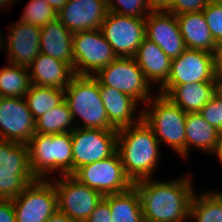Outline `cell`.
Returning a JSON list of instances; mask_svg holds the SVG:
<instances>
[{
	"instance_id": "4fadbf2b",
	"label": "cell",
	"mask_w": 222,
	"mask_h": 222,
	"mask_svg": "<svg viewBox=\"0 0 222 222\" xmlns=\"http://www.w3.org/2000/svg\"><path fill=\"white\" fill-rule=\"evenodd\" d=\"M100 30L117 57H133L146 37L145 19L108 11Z\"/></svg>"
},
{
	"instance_id": "6da1fadb",
	"label": "cell",
	"mask_w": 222,
	"mask_h": 222,
	"mask_svg": "<svg viewBox=\"0 0 222 222\" xmlns=\"http://www.w3.org/2000/svg\"><path fill=\"white\" fill-rule=\"evenodd\" d=\"M136 188L145 222H186L190 203L196 191L190 176L172 181L152 178L136 181Z\"/></svg>"
},
{
	"instance_id": "44dd1931",
	"label": "cell",
	"mask_w": 222,
	"mask_h": 222,
	"mask_svg": "<svg viewBox=\"0 0 222 222\" xmlns=\"http://www.w3.org/2000/svg\"><path fill=\"white\" fill-rule=\"evenodd\" d=\"M28 71L31 84L62 90H65L75 76L70 64L42 53L28 66Z\"/></svg>"
},
{
	"instance_id": "7a4b0ae2",
	"label": "cell",
	"mask_w": 222,
	"mask_h": 222,
	"mask_svg": "<svg viewBox=\"0 0 222 222\" xmlns=\"http://www.w3.org/2000/svg\"><path fill=\"white\" fill-rule=\"evenodd\" d=\"M160 145L143 119L117 130V152L133 183L153 177L161 157Z\"/></svg>"
},
{
	"instance_id": "5bb4252c",
	"label": "cell",
	"mask_w": 222,
	"mask_h": 222,
	"mask_svg": "<svg viewBox=\"0 0 222 222\" xmlns=\"http://www.w3.org/2000/svg\"><path fill=\"white\" fill-rule=\"evenodd\" d=\"M36 133V120L24 97H0V139L27 144Z\"/></svg>"
},
{
	"instance_id": "7c38bea8",
	"label": "cell",
	"mask_w": 222,
	"mask_h": 222,
	"mask_svg": "<svg viewBox=\"0 0 222 222\" xmlns=\"http://www.w3.org/2000/svg\"><path fill=\"white\" fill-rule=\"evenodd\" d=\"M53 183L58 211L76 222H85L103 198L100 192L80 183L72 175H62Z\"/></svg>"
},
{
	"instance_id": "60d3db41",
	"label": "cell",
	"mask_w": 222,
	"mask_h": 222,
	"mask_svg": "<svg viewBox=\"0 0 222 222\" xmlns=\"http://www.w3.org/2000/svg\"><path fill=\"white\" fill-rule=\"evenodd\" d=\"M155 9H165L173 0H151Z\"/></svg>"
},
{
	"instance_id": "277c9868",
	"label": "cell",
	"mask_w": 222,
	"mask_h": 222,
	"mask_svg": "<svg viewBox=\"0 0 222 222\" xmlns=\"http://www.w3.org/2000/svg\"><path fill=\"white\" fill-rule=\"evenodd\" d=\"M73 121L80 117L76 128L116 130L108 121V116L100 97L99 81L91 75H75L64 90Z\"/></svg>"
},
{
	"instance_id": "d6986e66",
	"label": "cell",
	"mask_w": 222,
	"mask_h": 222,
	"mask_svg": "<svg viewBox=\"0 0 222 222\" xmlns=\"http://www.w3.org/2000/svg\"><path fill=\"white\" fill-rule=\"evenodd\" d=\"M158 93L168 97L186 113H198L219 94V82H194L162 86Z\"/></svg>"
},
{
	"instance_id": "cb8c5ba5",
	"label": "cell",
	"mask_w": 222,
	"mask_h": 222,
	"mask_svg": "<svg viewBox=\"0 0 222 222\" xmlns=\"http://www.w3.org/2000/svg\"><path fill=\"white\" fill-rule=\"evenodd\" d=\"M176 18L187 49L213 54L215 41L203 12L180 14Z\"/></svg>"
},
{
	"instance_id": "d590c367",
	"label": "cell",
	"mask_w": 222,
	"mask_h": 222,
	"mask_svg": "<svg viewBox=\"0 0 222 222\" xmlns=\"http://www.w3.org/2000/svg\"><path fill=\"white\" fill-rule=\"evenodd\" d=\"M111 218L109 203L102 198L85 222H111Z\"/></svg>"
},
{
	"instance_id": "74e56055",
	"label": "cell",
	"mask_w": 222,
	"mask_h": 222,
	"mask_svg": "<svg viewBox=\"0 0 222 222\" xmlns=\"http://www.w3.org/2000/svg\"><path fill=\"white\" fill-rule=\"evenodd\" d=\"M213 64L215 70L222 64V39L215 42L213 50Z\"/></svg>"
},
{
	"instance_id": "ee69618b",
	"label": "cell",
	"mask_w": 222,
	"mask_h": 222,
	"mask_svg": "<svg viewBox=\"0 0 222 222\" xmlns=\"http://www.w3.org/2000/svg\"><path fill=\"white\" fill-rule=\"evenodd\" d=\"M216 79L222 80V64L216 69Z\"/></svg>"
},
{
	"instance_id": "83f0119b",
	"label": "cell",
	"mask_w": 222,
	"mask_h": 222,
	"mask_svg": "<svg viewBox=\"0 0 222 222\" xmlns=\"http://www.w3.org/2000/svg\"><path fill=\"white\" fill-rule=\"evenodd\" d=\"M8 64L0 69V97H24L31 86L28 67Z\"/></svg>"
},
{
	"instance_id": "f546056e",
	"label": "cell",
	"mask_w": 222,
	"mask_h": 222,
	"mask_svg": "<svg viewBox=\"0 0 222 222\" xmlns=\"http://www.w3.org/2000/svg\"><path fill=\"white\" fill-rule=\"evenodd\" d=\"M24 98L28 109L36 120L64 101V90L31 84Z\"/></svg>"
},
{
	"instance_id": "2e32d148",
	"label": "cell",
	"mask_w": 222,
	"mask_h": 222,
	"mask_svg": "<svg viewBox=\"0 0 222 222\" xmlns=\"http://www.w3.org/2000/svg\"><path fill=\"white\" fill-rule=\"evenodd\" d=\"M12 24L6 40L0 33V50L4 47V50L7 49L8 63L28 67L40 53L41 27L21 20Z\"/></svg>"
},
{
	"instance_id": "f1b7e54d",
	"label": "cell",
	"mask_w": 222,
	"mask_h": 222,
	"mask_svg": "<svg viewBox=\"0 0 222 222\" xmlns=\"http://www.w3.org/2000/svg\"><path fill=\"white\" fill-rule=\"evenodd\" d=\"M75 128L76 122L65 100L36 119V133L39 134H62L72 132Z\"/></svg>"
},
{
	"instance_id": "603a6c76",
	"label": "cell",
	"mask_w": 222,
	"mask_h": 222,
	"mask_svg": "<svg viewBox=\"0 0 222 222\" xmlns=\"http://www.w3.org/2000/svg\"><path fill=\"white\" fill-rule=\"evenodd\" d=\"M40 53L68 63L74 70L73 33L58 18L41 27Z\"/></svg>"
},
{
	"instance_id": "8992f818",
	"label": "cell",
	"mask_w": 222,
	"mask_h": 222,
	"mask_svg": "<svg viewBox=\"0 0 222 222\" xmlns=\"http://www.w3.org/2000/svg\"><path fill=\"white\" fill-rule=\"evenodd\" d=\"M35 180L27 144L0 139V199H15Z\"/></svg>"
},
{
	"instance_id": "ab89813d",
	"label": "cell",
	"mask_w": 222,
	"mask_h": 222,
	"mask_svg": "<svg viewBox=\"0 0 222 222\" xmlns=\"http://www.w3.org/2000/svg\"><path fill=\"white\" fill-rule=\"evenodd\" d=\"M48 4L58 13L68 0H46Z\"/></svg>"
},
{
	"instance_id": "3957f363",
	"label": "cell",
	"mask_w": 222,
	"mask_h": 222,
	"mask_svg": "<svg viewBox=\"0 0 222 222\" xmlns=\"http://www.w3.org/2000/svg\"><path fill=\"white\" fill-rule=\"evenodd\" d=\"M145 106L142 119L152 129L158 142H164L172 151L186 158L187 113L160 93L153 96Z\"/></svg>"
},
{
	"instance_id": "9c48e42d",
	"label": "cell",
	"mask_w": 222,
	"mask_h": 222,
	"mask_svg": "<svg viewBox=\"0 0 222 222\" xmlns=\"http://www.w3.org/2000/svg\"><path fill=\"white\" fill-rule=\"evenodd\" d=\"M72 176L103 196L124 192L134 184L126 175L117 151L109 158L79 167Z\"/></svg>"
},
{
	"instance_id": "836d02e7",
	"label": "cell",
	"mask_w": 222,
	"mask_h": 222,
	"mask_svg": "<svg viewBox=\"0 0 222 222\" xmlns=\"http://www.w3.org/2000/svg\"><path fill=\"white\" fill-rule=\"evenodd\" d=\"M205 121L222 133V96L220 93L199 112Z\"/></svg>"
},
{
	"instance_id": "f6af8a7d",
	"label": "cell",
	"mask_w": 222,
	"mask_h": 222,
	"mask_svg": "<svg viewBox=\"0 0 222 222\" xmlns=\"http://www.w3.org/2000/svg\"><path fill=\"white\" fill-rule=\"evenodd\" d=\"M219 82V93L222 96V80H218Z\"/></svg>"
},
{
	"instance_id": "e0dca14e",
	"label": "cell",
	"mask_w": 222,
	"mask_h": 222,
	"mask_svg": "<svg viewBox=\"0 0 222 222\" xmlns=\"http://www.w3.org/2000/svg\"><path fill=\"white\" fill-rule=\"evenodd\" d=\"M146 38L157 44L171 59L187 48L176 15L165 9L152 10L145 19Z\"/></svg>"
},
{
	"instance_id": "b9f144b4",
	"label": "cell",
	"mask_w": 222,
	"mask_h": 222,
	"mask_svg": "<svg viewBox=\"0 0 222 222\" xmlns=\"http://www.w3.org/2000/svg\"><path fill=\"white\" fill-rule=\"evenodd\" d=\"M213 154L216 155V157H218L219 161L222 163V133L220 135L219 142Z\"/></svg>"
},
{
	"instance_id": "ba28073f",
	"label": "cell",
	"mask_w": 222,
	"mask_h": 222,
	"mask_svg": "<svg viewBox=\"0 0 222 222\" xmlns=\"http://www.w3.org/2000/svg\"><path fill=\"white\" fill-rule=\"evenodd\" d=\"M117 58L100 29L73 33L75 75L94 76Z\"/></svg>"
},
{
	"instance_id": "e575fe53",
	"label": "cell",
	"mask_w": 222,
	"mask_h": 222,
	"mask_svg": "<svg viewBox=\"0 0 222 222\" xmlns=\"http://www.w3.org/2000/svg\"><path fill=\"white\" fill-rule=\"evenodd\" d=\"M209 0H173L165 10L174 15L202 12Z\"/></svg>"
},
{
	"instance_id": "4316f807",
	"label": "cell",
	"mask_w": 222,
	"mask_h": 222,
	"mask_svg": "<svg viewBox=\"0 0 222 222\" xmlns=\"http://www.w3.org/2000/svg\"><path fill=\"white\" fill-rule=\"evenodd\" d=\"M201 194L194 192L189 218L194 222H222V192L205 191ZM190 219L188 221L192 222Z\"/></svg>"
},
{
	"instance_id": "7bdbcfd3",
	"label": "cell",
	"mask_w": 222,
	"mask_h": 222,
	"mask_svg": "<svg viewBox=\"0 0 222 222\" xmlns=\"http://www.w3.org/2000/svg\"><path fill=\"white\" fill-rule=\"evenodd\" d=\"M14 0H0V8L6 9Z\"/></svg>"
},
{
	"instance_id": "8d00e7d4",
	"label": "cell",
	"mask_w": 222,
	"mask_h": 222,
	"mask_svg": "<svg viewBox=\"0 0 222 222\" xmlns=\"http://www.w3.org/2000/svg\"><path fill=\"white\" fill-rule=\"evenodd\" d=\"M0 222H16L12 200L0 199Z\"/></svg>"
},
{
	"instance_id": "8fae6325",
	"label": "cell",
	"mask_w": 222,
	"mask_h": 222,
	"mask_svg": "<svg viewBox=\"0 0 222 222\" xmlns=\"http://www.w3.org/2000/svg\"><path fill=\"white\" fill-rule=\"evenodd\" d=\"M72 139V174L81 166L109 158L117 151V130L75 128Z\"/></svg>"
},
{
	"instance_id": "7402d4cb",
	"label": "cell",
	"mask_w": 222,
	"mask_h": 222,
	"mask_svg": "<svg viewBox=\"0 0 222 222\" xmlns=\"http://www.w3.org/2000/svg\"><path fill=\"white\" fill-rule=\"evenodd\" d=\"M133 58L150 84L161 88L167 82L172 59L153 41L145 37Z\"/></svg>"
},
{
	"instance_id": "bcb514c9",
	"label": "cell",
	"mask_w": 222,
	"mask_h": 222,
	"mask_svg": "<svg viewBox=\"0 0 222 222\" xmlns=\"http://www.w3.org/2000/svg\"><path fill=\"white\" fill-rule=\"evenodd\" d=\"M209 1L222 2V0H209Z\"/></svg>"
},
{
	"instance_id": "1f68e13d",
	"label": "cell",
	"mask_w": 222,
	"mask_h": 222,
	"mask_svg": "<svg viewBox=\"0 0 222 222\" xmlns=\"http://www.w3.org/2000/svg\"><path fill=\"white\" fill-rule=\"evenodd\" d=\"M108 11L120 15L146 19L147 15L155 9L151 0H106Z\"/></svg>"
},
{
	"instance_id": "9a60e30c",
	"label": "cell",
	"mask_w": 222,
	"mask_h": 222,
	"mask_svg": "<svg viewBox=\"0 0 222 222\" xmlns=\"http://www.w3.org/2000/svg\"><path fill=\"white\" fill-rule=\"evenodd\" d=\"M216 80L213 54L195 49H186L179 57L172 59L170 74L163 86L215 82Z\"/></svg>"
},
{
	"instance_id": "d6a6232c",
	"label": "cell",
	"mask_w": 222,
	"mask_h": 222,
	"mask_svg": "<svg viewBox=\"0 0 222 222\" xmlns=\"http://www.w3.org/2000/svg\"><path fill=\"white\" fill-rule=\"evenodd\" d=\"M214 41L222 39V2L210 1L202 11Z\"/></svg>"
},
{
	"instance_id": "30bf717a",
	"label": "cell",
	"mask_w": 222,
	"mask_h": 222,
	"mask_svg": "<svg viewBox=\"0 0 222 222\" xmlns=\"http://www.w3.org/2000/svg\"><path fill=\"white\" fill-rule=\"evenodd\" d=\"M16 222H46L57 210L55 185L36 179L12 200Z\"/></svg>"
},
{
	"instance_id": "d4e9b609",
	"label": "cell",
	"mask_w": 222,
	"mask_h": 222,
	"mask_svg": "<svg viewBox=\"0 0 222 222\" xmlns=\"http://www.w3.org/2000/svg\"><path fill=\"white\" fill-rule=\"evenodd\" d=\"M186 158L190 154V147L205 152L214 153L221 133L199 113H187L185 122Z\"/></svg>"
},
{
	"instance_id": "484cf974",
	"label": "cell",
	"mask_w": 222,
	"mask_h": 222,
	"mask_svg": "<svg viewBox=\"0 0 222 222\" xmlns=\"http://www.w3.org/2000/svg\"><path fill=\"white\" fill-rule=\"evenodd\" d=\"M111 210V222H145L139 194L134 186L115 194L104 195Z\"/></svg>"
},
{
	"instance_id": "5b68a950",
	"label": "cell",
	"mask_w": 222,
	"mask_h": 222,
	"mask_svg": "<svg viewBox=\"0 0 222 222\" xmlns=\"http://www.w3.org/2000/svg\"><path fill=\"white\" fill-rule=\"evenodd\" d=\"M31 173L36 179H47L54 171L72 175L71 132L62 134L35 133L27 143Z\"/></svg>"
},
{
	"instance_id": "ac0fdd59",
	"label": "cell",
	"mask_w": 222,
	"mask_h": 222,
	"mask_svg": "<svg viewBox=\"0 0 222 222\" xmlns=\"http://www.w3.org/2000/svg\"><path fill=\"white\" fill-rule=\"evenodd\" d=\"M108 14L106 0H68L57 18L72 33L100 29Z\"/></svg>"
},
{
	"instance_id": "f35d334b",
	"label": "cell",
	"mask_w": 222,
	"mask_h": 222,
	"mask_svg": "<svg viewBox=\"0 0 222 222\" xmlns=\"http://www.w3.org/2000/svg\"><path fill=\"white\" fill-rule=\"evenodd\" d=\"M46 222H76L69 218L66 214L56 211Z\"/></svg>"
},
{
	"instance_id": "4dcf8cb0",
	"label": "cell",
	"mask_w": 222,
	"mask_h": 222,
	"mask_svg": "<svg viewBox=\"0 0 222 222\" xmlns=\"http://www.w3.org/2000/svg\"><path fill=\"white\" fill-rule=\"evenodd\" d=\"M57 12L46 0H30L24 7L19 20L30 25L42 27L57 19Z\"/></svg>"
},
{
	"instance_id": "52a82bcc",
	"label": "cell",
	"mask_w": 222,
	"mask_h": 222,
	"mask_svg": "<svg viewBox=\"0 0 222 222\" xmlns=\"http://www.w3.org/2000/svg\"><path fill=\"white\" fill-rule=\"evenodd\" d=\"M94 77L103 86L121 91L139 103L146 104L152 97L151 86L133 57H118L113 63L100 69Z\"/></svg>"
},
{
	"instance_id": "ffe728a7",
	"label": "cell",
	"mask_w": 222,
	"mask_h": 222,
	"mask_svg": "<svg viewBox=\"0 0 222 222\" xmlns=\"http://www.w3.org/2000/svg\"><path fill=\"white\" fill-rule=\"evenodd\" d=\"M99 89L108 121L116 130L137 124L142 120V110L138 112V116L135 114L140 104L137 100L113 87L103 86L100 83Z\"/></svg>"
}]
</instances>
